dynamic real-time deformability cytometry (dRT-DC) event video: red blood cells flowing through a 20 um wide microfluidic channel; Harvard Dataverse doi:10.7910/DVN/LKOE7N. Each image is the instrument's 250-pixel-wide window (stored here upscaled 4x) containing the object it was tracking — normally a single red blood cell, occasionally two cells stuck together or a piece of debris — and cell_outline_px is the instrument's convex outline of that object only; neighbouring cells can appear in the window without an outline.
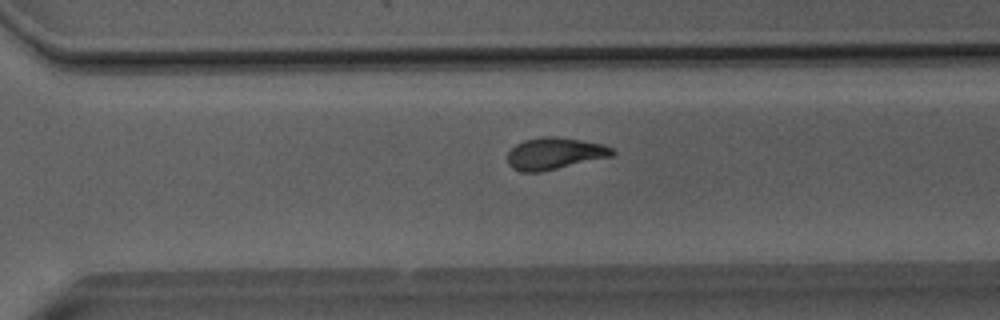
{"species": "Egyptian fruit bat (a non-hibernating species)", "species_latin": "Rousettus aegyptiacus", "temperature_condition": "room temperature", "stored_images_in_passage": 29, "camera_frame_rate_fps": 3000, "um_per_image_px": 0.085, "animal": {"sex": "male"}, "frame": {"image": 1, "passage_image": 21, "time_ms": 6.667, "image_size_px": [1000, 320], "cell_outline_px": [[616, 152], [612, 156], [540, 172], [520, 172], [512, 168], [508, 164], [508, 152], [516, 144], [524, 140], [544, 136], [556, 136], [580, 140], [600, 144], [612, 148]], "centroid_in_image_um": [47.11, 13.05], "position_along_channel_um": 323.5, "area_um2": 19.31}}
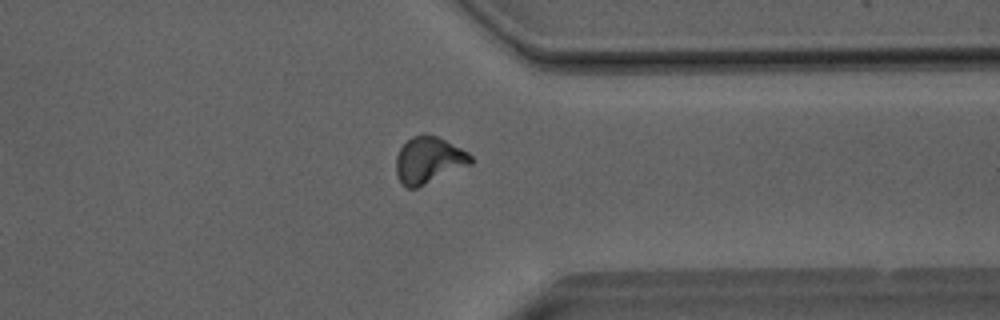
{"frame": {"image": 2, "passage_image": 25, "time_ms": 8.0, "image_size_px": [1000, 320], "cell_outline_px": [[472, 164], [416, 188], [408, 188], [396, 176], [396, 156], [400, 148], [412, 136], [424, 132], [436, 136], [468, 152], [472, 156]], "centroid_in_image_um": [36.43, 13.59], "position_along_channel_um": 375.0, "area_um2": 20.17}, "authors_computed_cell_mechanics": {"area_um2": 19.1896, "velocity_mm_per_s": 4.0665, "shape_relaxation_time_tau1_ms": 6.7618, "shape_relaxation_time_tau2_ms": 2.5358, "deformation_change_tau1": 0.2141, "deformation_change_tau2": 0.1013}}